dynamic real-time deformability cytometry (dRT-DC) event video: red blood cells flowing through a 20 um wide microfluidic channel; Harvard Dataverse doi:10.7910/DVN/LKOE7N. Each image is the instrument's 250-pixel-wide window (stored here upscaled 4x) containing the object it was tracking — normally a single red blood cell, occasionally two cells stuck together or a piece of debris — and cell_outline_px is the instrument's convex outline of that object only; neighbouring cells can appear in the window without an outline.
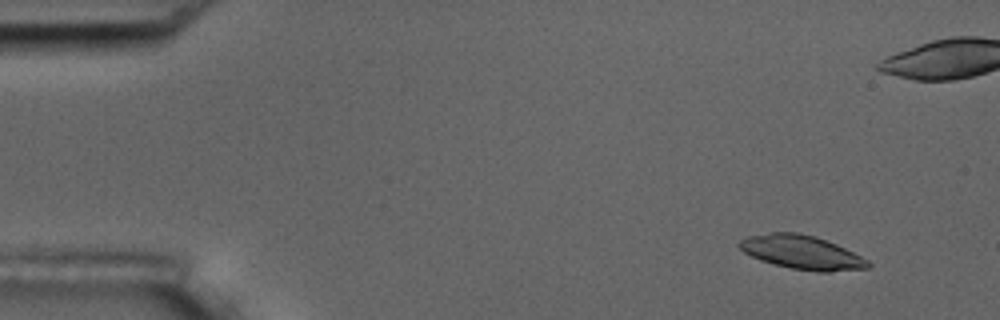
{"species": "common noctule bat (a hibernating species)", "species_latin": "Nyctalus noctula", "temperature_condition": "room temperature", "stored_images_in_passage": 5, "camera_frame_rate_fps": 3000, "um_per_image_px": 0.085, "animal": {"sex": "male", "body_mass_g": 17.5, "forearm_length_mm": 52.3}, "frame": {"image": 1, "passage_image": 1, "time_ms": 0.0, "image_size_px": [1000, 320], "cell_outline_px": [[872, 264], [868, 268], [832, 272], [820, 272], [792, 268], [760, 260], [744, 252], [736, 244], [740, 240], [748, 236], [772, 232], [796, 232], [816, 236], [836, 244], [868, 260]], "centroid_in_image_um": [68.15, 21.44], "position_along_channel_um": 16.8, "area_um2": 25.2}}